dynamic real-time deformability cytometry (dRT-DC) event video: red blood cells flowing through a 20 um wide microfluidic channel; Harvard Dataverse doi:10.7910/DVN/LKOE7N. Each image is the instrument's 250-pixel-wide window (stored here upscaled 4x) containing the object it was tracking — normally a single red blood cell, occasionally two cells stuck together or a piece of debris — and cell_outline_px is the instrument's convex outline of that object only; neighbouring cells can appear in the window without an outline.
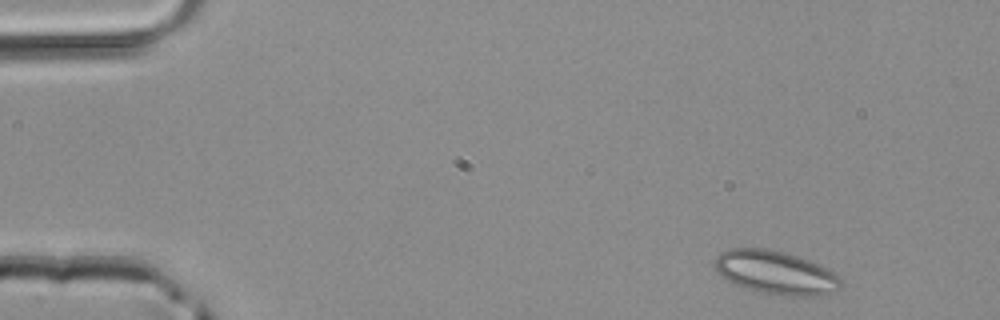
{"species": "common noctule bat (a hibernating species)", "species_latin": "Nyctalus noctula", "temperature_condition": "room temperature", "stored_images_in_passage": 11, "camera_frame_rate_fps": 3000, "um_per_image_px": 0.085, "animal": {"sex": "male", "body_mass_g": 20.4}, "frame": {"image": 1, "passage_image": 2, "time_ms": 0.333, "image_size_px": [1000, 320], "cell_outline_px": [[840, 288], [820, 296], [784, 296], [760, 292], [732, 284], [720, 276], [716, 268], [716, 256], [720, 252], [728, 248], [768, 248], [784, 252], [808, 260], [840, 276]], "centroid_in_image_um": [65.88, 23.17], "position_along_channel_um": 19.1, "area_um2": 31.85}}